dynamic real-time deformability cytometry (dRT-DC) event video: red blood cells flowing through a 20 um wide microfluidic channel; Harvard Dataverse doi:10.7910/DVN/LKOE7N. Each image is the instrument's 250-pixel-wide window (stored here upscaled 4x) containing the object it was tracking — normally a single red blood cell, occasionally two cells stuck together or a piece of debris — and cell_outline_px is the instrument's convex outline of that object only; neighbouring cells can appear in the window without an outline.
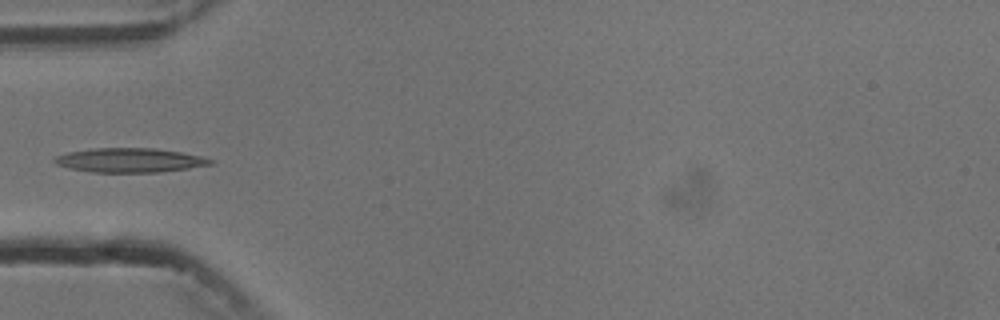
{"species": "common noctule bat (a hibernating species)", "species_latin": "Nyctalus noctula", "temperature_condition": "cold", "stored_images_in_passage": 3, "camera_frame_rate_fps": 3000, "um_per_image_px": 0.085, "animal": {"sex": "male", "body_mass_g": 13.3}, "frame": {"image": 1, "passage_image": 2, "time_ms": 1.333, "image_size_px": [1000, 320], "cell_outline_px": [[216, 160], [212, 164], [188, 168], [160, 172], [92, 172], [68, 168], [56, 164], [52, 160], [56, 156], [68, 152], [92, 148], [152, 148], [180, 152], [200, 156]], "centroid_in_image_um": [11.0, 13.62], "position_along_channel_um": 74.0, "area_um2": 21.96}}
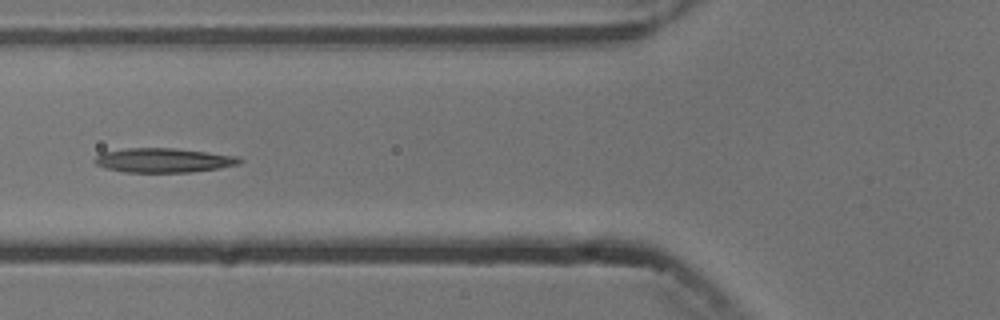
{"frame": {"image": 2, "passage_image": 3, "time_ms": 2.333, "image_size_px": [1000, 320], "cell_outline_px": [[244, 160], [240, 164], [220, 168], [192, 172], [124, 172], [104, 168], [96, 164], [92, 160], [100, 152], [128, 148], [172, 148], [208, 152], [236, 156]], "centroid_in_image_um": [13.88, 13.62], "position_along_channel_um": 111.9, "area_um2": 20.69}}